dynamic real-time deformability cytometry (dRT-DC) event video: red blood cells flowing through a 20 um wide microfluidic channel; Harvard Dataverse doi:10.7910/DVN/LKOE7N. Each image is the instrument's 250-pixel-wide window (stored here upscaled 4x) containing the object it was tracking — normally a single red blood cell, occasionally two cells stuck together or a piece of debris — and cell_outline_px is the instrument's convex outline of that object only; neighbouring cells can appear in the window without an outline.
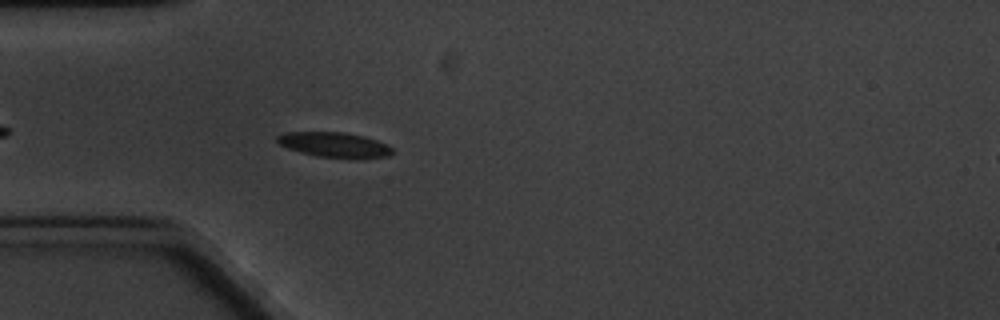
{"species": "common noctule bat (a hibernating species)", "species_latin": "Nyctalus noctula", "temperature_condition": "cold", "stored_images_in_passage": 5, "camera_frame_rate_fps": 3000, "um_per_image_px": 0.085, "animal": {"sex": "male", "body_mass_g": 20.1, "forearm_length_mm": 53.5}, "frame": {"image": 1, "passage_image": 5, "time_ms": 4.667, "image_size_px": [1000, 320], "cell_outline_px": [[392, 152], [388, 156], [364, 160], [348, 160], [316, 156], [300, 152], [288, 148], [280, 144], [276, 140], [276, 136], [284, 132], [344, 132], [364, 136], [388, 144], [392, 148]], "centroid_in_image_um": [28.47, 12.34], "position_along_channel_um": 56.5, "area_um2": 17.4}}